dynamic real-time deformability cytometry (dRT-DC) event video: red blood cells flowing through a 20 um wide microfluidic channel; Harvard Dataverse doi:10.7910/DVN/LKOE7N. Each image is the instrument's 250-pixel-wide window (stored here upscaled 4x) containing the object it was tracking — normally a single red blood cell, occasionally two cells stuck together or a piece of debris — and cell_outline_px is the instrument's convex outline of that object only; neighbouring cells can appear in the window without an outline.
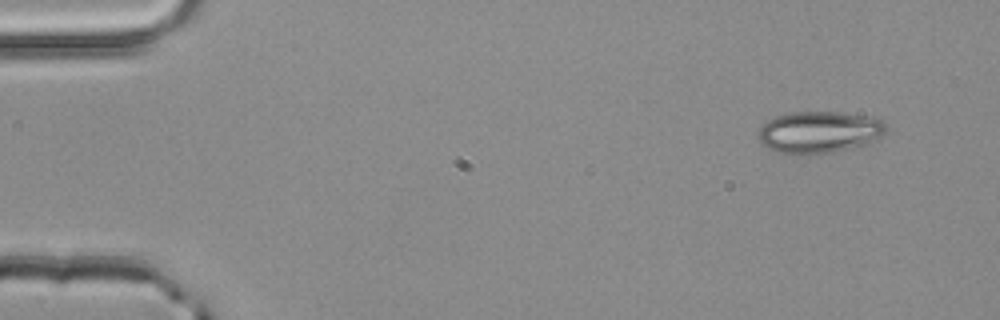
{"species": "common noctule bat (a hibernating species)", "species_latin": "Nyctalus noctula", "temperature_condition": "room temperature", "stored_images_in_passage": 3, "camera_frame_rate_fps": 3000, "um_per_image_px": 0.085, "animal": {"sex": "male", "body_mass_g": 20.4}, "frame": {"image": 1, "passage_image": 1, "time_ms": 0.0, "image_size_px": [1000, 320], "cell_outline_px": [[888, 132], [876, 140], [868, 144], [832, 152], [776, 152], [760, 144], [756, 136], [756, 132], [768, 120], [776, 116], [788, 112], [840, 112], [864, 116], [884, 120], [888, 128]], "centroid_in_image_um": [69.65, 11.2], "position_along_channel_um": 15.4, "area_um2": 31.04}}